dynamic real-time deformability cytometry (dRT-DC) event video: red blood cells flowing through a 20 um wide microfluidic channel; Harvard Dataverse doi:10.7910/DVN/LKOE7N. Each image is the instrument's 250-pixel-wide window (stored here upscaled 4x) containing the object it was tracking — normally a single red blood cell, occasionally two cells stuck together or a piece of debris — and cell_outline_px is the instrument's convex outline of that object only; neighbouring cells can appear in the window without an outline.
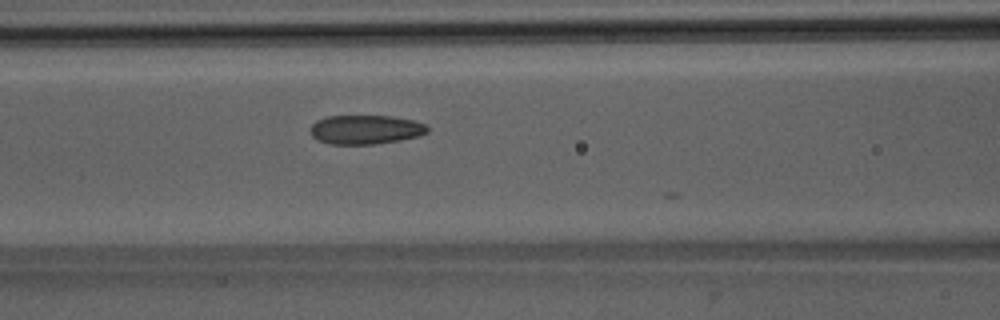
{"species": "Egyptian fruit bat (a non-hibernating species)", "species_latin": "Rousettus aegyptiacus", "temperature_condition": "room temperature", "stored_images_in_passage": 8, "camera_frame_rate_fps": 3000, "um_per_image_px": 0.085, "animal": {"sex": "male"}, "frame": {"image": 1, "passage_image": 8, "time_ms": 8.667, "image_size_px": [1000, 320], "cell_outline_px": [[428, 132], [416, 136], [400, 140], [372, 144], [332, 144], [316, 140], [312, 136], [308, 128], [316, 120], [328, 116], [392, 116], [412, 120], [424, 124], [428, 128]], "centroid_in_image_um": [31.01, 11.01], "position_along_channel_um": 135.6, "area_um2": 19.83}}